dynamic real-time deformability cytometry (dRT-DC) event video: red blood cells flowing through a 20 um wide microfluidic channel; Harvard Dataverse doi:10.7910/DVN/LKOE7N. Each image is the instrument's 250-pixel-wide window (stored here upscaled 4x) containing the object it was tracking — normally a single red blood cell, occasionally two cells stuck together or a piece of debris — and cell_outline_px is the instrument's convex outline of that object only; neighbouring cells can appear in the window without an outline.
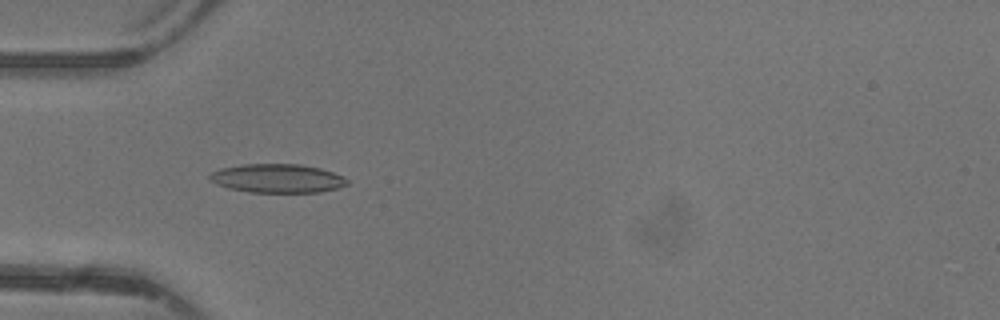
{"species": "common noctule bat (a hibernating species)", "species_latin": "Nyctalus noctula", "temperature_condition": "warm", "stored_images_in_passage": 47, "camera_frame_rate_fps": 3000, "um_per_image_px": 0.085, "animal": {"sex": "female"}, "frame": {"image": 1, "passage_image": 15, "time_ms": 4.667, "image_size_px": [1000, 320], "cell_outline_px": [[348, 184], [336, 188], [320, 192], [248, 192], [228, 188], [216, 184], [208, 180], [208, 176], [212, 172], [220, 168], [240, 164], [300, 164], [320, 168], [344, 176], [348, 180]], "centroid_in_image_um": [23.54, 15.16], "position_along_channel_um": 61.5, "area_um2": 23.18}}
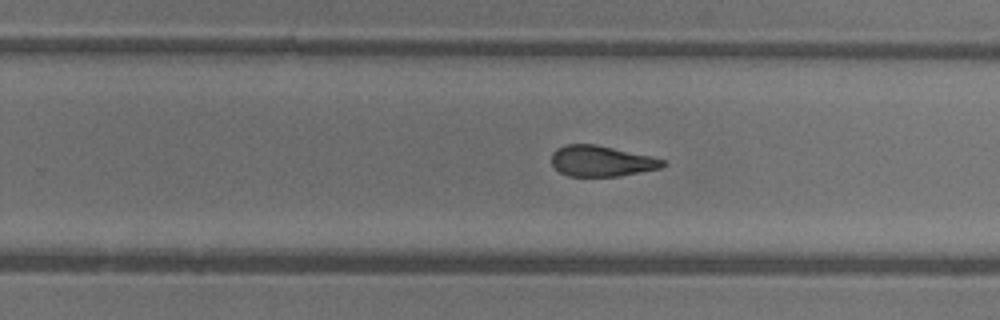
{"frame": {"image": 2, "passage_image": 30, "time_ms": 9.667, "image_size_px": [1000, 320], "cell_outline_px": [[664, 164], [660, 168], [620, 176], [568, 176], [560, 172], [552, 164], [552, 152], [556, 148], [564, 144], [596, 144], [652, 156], [664, 160]], "centroid_in_image_um": [51.09, 13.68], "position_along_channel_um": 278.7, "area_um2": 19.94}}
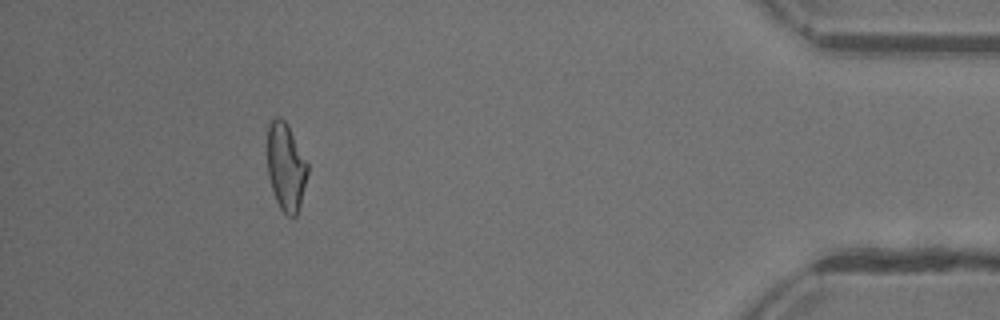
{"frame": {"image": 3, "passage_image": 43, "time_ms": 14.0, "image_size_px": [1000, 320], "cell_outline_px": [[308, 172], [300, 204], [296, 216], [288, 216], [280, 208], [276, 200], [268, 176], [268, 124], [276, 116], [280, 116], [288, 124], [308, 164]], "centroid_in_image_um": [24.3, 14.16], "position_along_channel_um": 410.9, "area_um2": 20.4}, "authors_computed_cell_mechanics": {"area_um2": 21.6172, "velocity_mm_per_s": 4.3981, "shape_relaxation_time_tau1_ms": null, "shape_relaxation_time_tau2_ms": 2.6684, "deformation_change_tau1": null, "deformation_change_tau2": 0.1048}}